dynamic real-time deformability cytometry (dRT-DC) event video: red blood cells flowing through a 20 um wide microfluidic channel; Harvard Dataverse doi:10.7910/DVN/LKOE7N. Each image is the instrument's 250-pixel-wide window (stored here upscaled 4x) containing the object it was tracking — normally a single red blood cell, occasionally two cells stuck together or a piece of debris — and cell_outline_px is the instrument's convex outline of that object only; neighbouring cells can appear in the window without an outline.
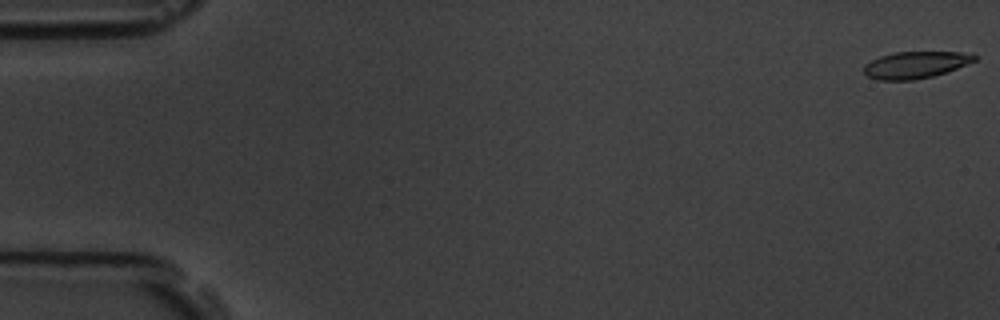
{"species": "common noctule bat (a hibernating species)", "species_latin": "Nyctalus noctula", "temperature_condition": "room temperature", "stored_images_in_passage": 58, "camera_frame_rate_fps": 3000, "um_per_image_px": 0.085, "animal": {"sex": "male", "body_mass_g": 19.5, "forearm_length_mm": 54.6}, "frame": {"image": 1, "passage_image": 1, "time_ms": 0.0, "image_size_px": [1000, 320], "cell_outline_px": [[976, 60], [956, 68], [932, 76], [912, 80], [876, 80], [868, 76], [864, 72], [864, 64], [880, 56], [896, 52], [960, 52], [976, 56]], "centroid_in_image_um": [77.76, 5.51], "position_along_channel_um": 7.2, "area_um2": 16.99}}
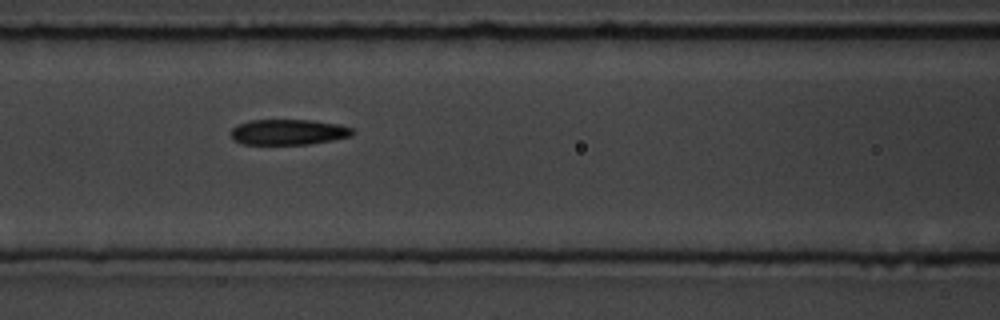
{"frame": {"image": 2, "passage_image": 25, "time_ms": 8.0, "image_size_px": [1000, 320], "cell_outline_px": [[356, 132], [352, 136], [332, 140], [308, 144], [244, 144], [232, 140], [232, 128], [248, 120], [312, 120], [340, 124], [352, 128]], "centroid_in_image_um": [24.55, 11.22], "position_along_channel_um": 142.0, "area_um2": 18.15}}
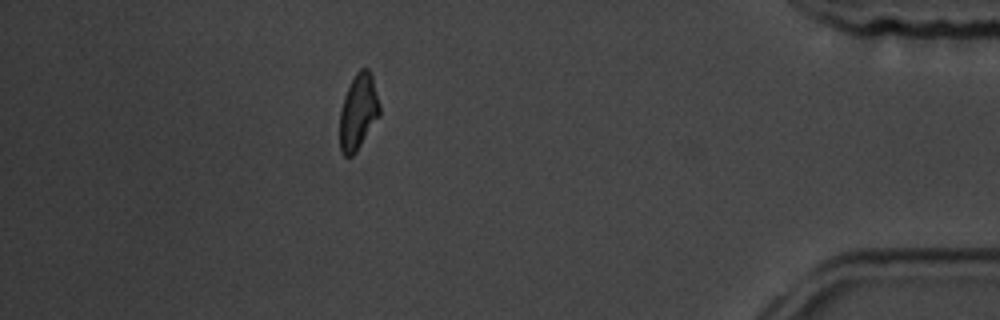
{"frame": {"image": 3, "passage_image": 51, "time_ms": 16.667, "image_size_px": [1000, 320], "cell_outline_px": [[380, 116], [356, 152], [352, 156], [344, 156], [340, 152], [340, 108], [344, 96], [356, 72], [360, 68], [368, 68], [372, 76], [380, 104]], "centroid_in_image_um": [30.45, 9.52], "position_along_channel_um": 404.7, "area_um2": 17.69}, "authors_computed_cell_mechanics": {"area_um2": 18.4671, "velocity_mm_per_s": 3.5802, "shape_relaxation_time_tau1_ms": 3.9724, "shape_relaxation_time_tau2_ms": 3.4559, "deformation_change_tau1": 0.1311, "deformation_change_tau2": 0.0998}}